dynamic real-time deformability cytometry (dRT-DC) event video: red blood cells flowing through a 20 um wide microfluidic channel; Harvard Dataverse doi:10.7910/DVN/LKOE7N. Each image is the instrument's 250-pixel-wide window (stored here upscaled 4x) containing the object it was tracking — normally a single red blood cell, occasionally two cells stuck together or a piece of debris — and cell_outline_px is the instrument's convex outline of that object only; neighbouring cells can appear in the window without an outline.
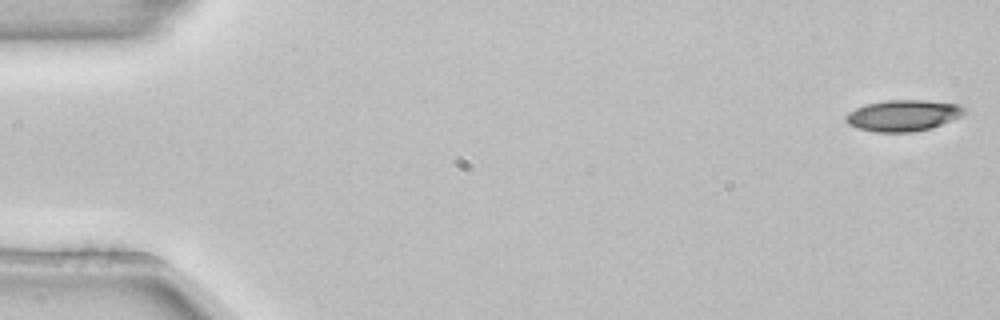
{"species": "common noctule bat (a hibernating species)", "species_latin": "Nyctalus noctula", "temperature_condition": "room temperature", "stored_images_in_passage": 5, "camera_frame_rate_fps": 3000, "um_per_image_px": 0.085, "animal": {"sex": "female", "body_mass_g": 22.7, "forearm_length_mm": 54.2}, "frame": {"image": 1, "passage_image": 1, "time_ms": 0.0, "image_size_px": [1000, 320], "cell_outline_px": [[964, 112], [960, 116], [932, 128], [908, 132], [876, 132], [856, 128], [848, 124], [844, 120], [844, 116], [848, 112], [864, 104], [888, 100], [924, 100], [960, 104], [964, 108]], "centroid_in_image_um": [76.71, 9.81], "position_along_channel_um": 8.3, "area_um2": 21.56}}
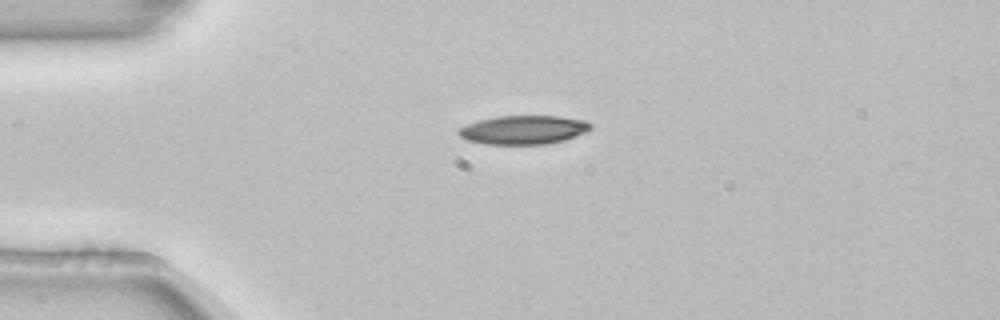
{"frame": {"image": 2, "passage_image": 3, "time_ms": 0.667, "image_size_px": [1000, 320], "cell_outline_px": [[592, 128], [588, 132], [564, 140], [548, 144], [484, 144], [468, 140], [460, 136], [456, 132], [460, 128], [468, 124], [480, 120], [496, 116], [560, 116], [584, 120], [592, 124]], "centroid_in_image_um": [44.53, 11.04], "position_along_channel_um": 40.5, "area_um2": 22.2}}